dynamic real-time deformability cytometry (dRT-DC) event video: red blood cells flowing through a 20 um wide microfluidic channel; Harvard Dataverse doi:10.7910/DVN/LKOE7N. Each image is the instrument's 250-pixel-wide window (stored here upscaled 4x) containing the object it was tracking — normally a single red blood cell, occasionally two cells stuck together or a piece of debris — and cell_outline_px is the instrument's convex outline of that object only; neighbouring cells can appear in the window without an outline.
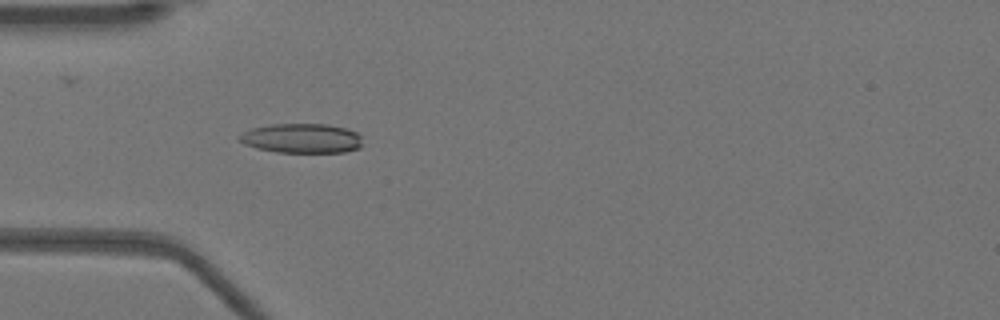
{"species": "Egyptian fruit bat (a non-hibernating species)", "species_latin": "Rousettus aegyptiacus", "temperature_condition": "warm", "stored_images_in_passage": 22, "camera_frame_rate_fps": 3000, "um_per_image_px": 0.085, "animal": {"sex": "female"}, "frame": {"image": 1, "passage_image": 5, "time_ms": 1.333, "image_size_px": [1000, 320], "cell_outline_px": [[364, 144], [360, 148], [344, 152], [276, 152], [256, 148], [244, 144], [236, 140], [236, 136], [252, 128], [272, 124], [328, 124], [344, 128], [356, 132], [360, 136]], "centroid_in_image_um": [25.63, 11.76], "position_along_channel_um": 59.4, "area_um2": 21.39}}
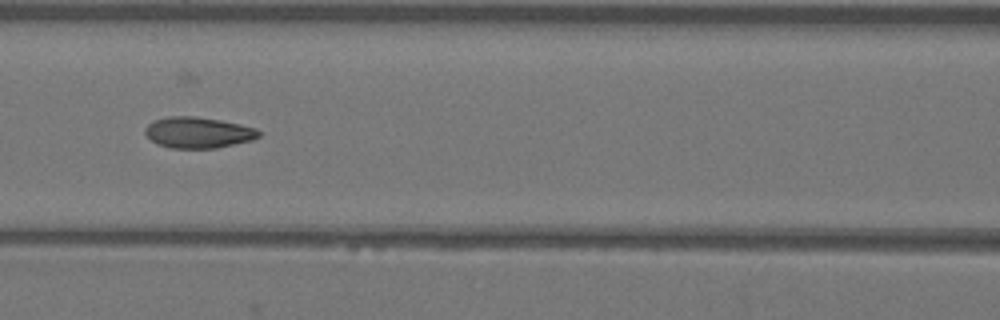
{"frame": {"image": 2, "passage_image": 12, "time_ms": 3.667, "image_size_px": [1000, 320], "cell_outline_px": [[264, 132], [260, 136], [252, 140], [216, 148], [172, 148], [156, 144], [144, 132], [144, 128], [148, 124], [156, 120], [168, 116], [196, 116], [220, 120], [240, 124], [256, 128]], "centroid_in_image_um": [16.87, 11.26], "position_along_channel_um": 149.7, "area_um2": 20.63}}
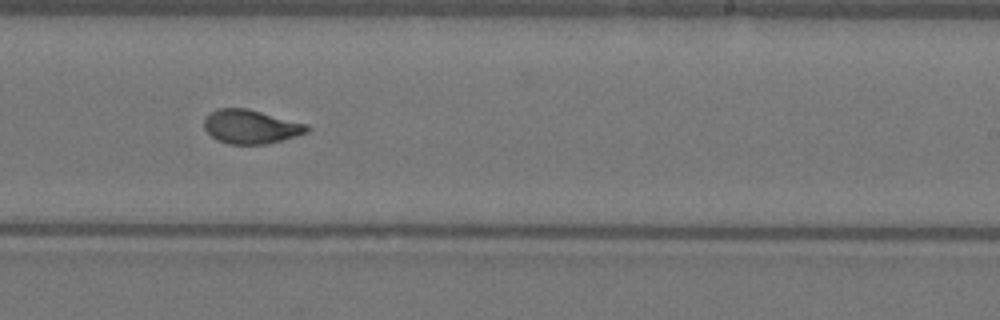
{"frame": {"image": 3, "passage_image": 21, "time_ms": 6.667, "image_size_px": [1000, 320], "cell_outline_px": [[312, 128], [308, 132], [296, 136], [268, 144], [228, 144], [216, 140], [204, 128], [204, 120], [216, 108], [248, 108], [308, 124]], "centroid_in_image_um": [21.35, 10.77], "position_along_channel_um": 267.6, "area_um2": 20.46}}